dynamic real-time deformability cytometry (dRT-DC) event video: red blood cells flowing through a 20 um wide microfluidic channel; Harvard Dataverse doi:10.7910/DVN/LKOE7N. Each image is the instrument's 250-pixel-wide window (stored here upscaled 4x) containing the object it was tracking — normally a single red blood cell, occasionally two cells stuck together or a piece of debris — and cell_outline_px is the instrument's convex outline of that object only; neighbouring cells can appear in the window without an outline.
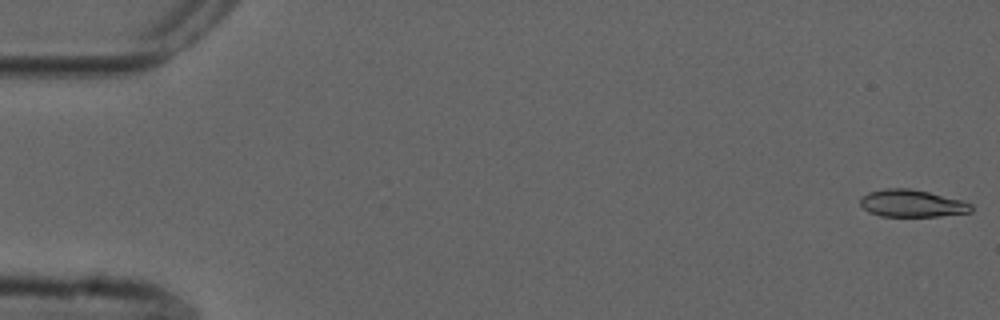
{"species": "common noctule bat (a hibernating species)", "species_latin": "Nyctalus noctula", "temperature_condition": "cold", "stored_images_in_passage": 8, "camera_frame_rate_fps": 3000, "um_per_image_px": 0.085, "animal": {"sex": "male", "forearm_length_mm": 52.5}, "frame": {"image": 1, "passage_image": 1, "time_ms": 0.0, "image_size_px": [1000, 320], "cell_outline_px": [[972, 212], [940, 216], [880, 216], [868, 212], [860, 204], [860, 196], [868, 192], [884, 188], [908, 188], [928, 192], [964, 200], [972, 204]], "centroid_in_image_um": [77.51, 17.28], "position_along_channel_um": 7.5, "area_um2": 17.8}}